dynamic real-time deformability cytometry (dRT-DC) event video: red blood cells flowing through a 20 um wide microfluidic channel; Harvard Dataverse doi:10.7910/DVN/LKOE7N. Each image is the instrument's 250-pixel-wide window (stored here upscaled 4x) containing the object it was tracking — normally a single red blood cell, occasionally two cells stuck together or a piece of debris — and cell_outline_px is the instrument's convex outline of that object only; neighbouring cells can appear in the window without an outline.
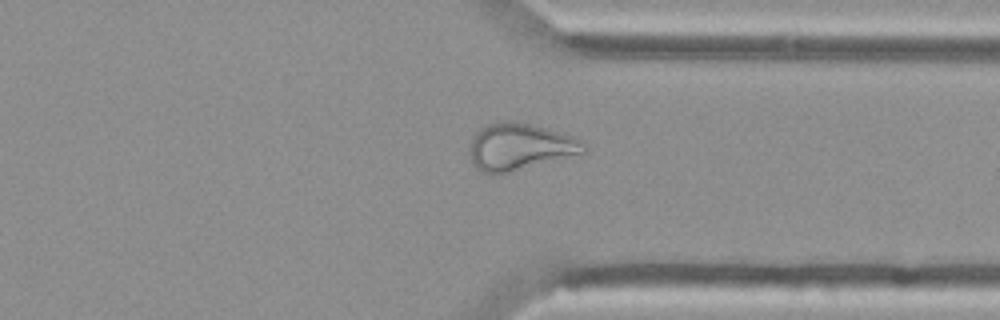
{"species": "Egyptian fruit bat (a non-hibernating species)", "species_latin": "Rousettus aegyptiacus", "temperature_condition": "cold", "stored_images_in_passage": 45, "camera_frame_rate_fps": 3000, "um_per_image_px": 0.085, "animal": {"sex": "female"}, "frame": {"image": 1, "passage_image": 39, "time_ms": 12.667, "image_size_px": [1000, 320], "cell_outline_px": [[588, 152], [496, 176], [492, 176], [480, 172], [472, 164], [472, 140], [476, 132], [480, 128], [488, 124], [508, 120], [532, 124], [572, 136], [588, 144]], "centroid_in_image_um": [44.22, 12.51], "position_along_channel_um": 367.2, "area_um2": 31.39}}